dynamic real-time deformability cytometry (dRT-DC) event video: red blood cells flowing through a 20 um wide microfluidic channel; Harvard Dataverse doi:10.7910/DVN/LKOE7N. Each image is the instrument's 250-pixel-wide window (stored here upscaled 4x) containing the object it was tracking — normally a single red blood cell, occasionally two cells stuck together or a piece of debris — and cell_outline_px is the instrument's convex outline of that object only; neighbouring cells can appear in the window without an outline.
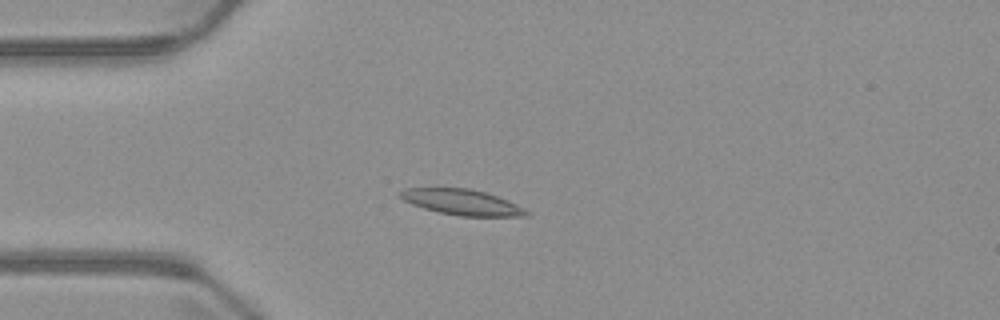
{"species": "common noctule bat (a hibernating species)", "species_latin": "Nyctalus noctula", "temperature_condition": "warm", "stored_images_in_passage": 4, "camera_frame_rate_fps": 3000, "um_per_image_px": 0.085, "animal": {"sex": "male", "body_mass_g": 23.1, "forearm_length_mm": 52.7}, "frame": {"image": 1, "passage_image": 4, "time_ms": 3.333, "image_size_px": [1000, 320], "cell_outline_px": [[532, 212], [528, 216], [460, 216], [440, 212], [424, 208], [412, 204], [396, 196], [396, 192], [404, 188], [472, 188], [508, 200]], "centroid_in_image_um": [39.24, 17.18], "position_along_channel_um": 45.8, "area_um2": 18.96}}